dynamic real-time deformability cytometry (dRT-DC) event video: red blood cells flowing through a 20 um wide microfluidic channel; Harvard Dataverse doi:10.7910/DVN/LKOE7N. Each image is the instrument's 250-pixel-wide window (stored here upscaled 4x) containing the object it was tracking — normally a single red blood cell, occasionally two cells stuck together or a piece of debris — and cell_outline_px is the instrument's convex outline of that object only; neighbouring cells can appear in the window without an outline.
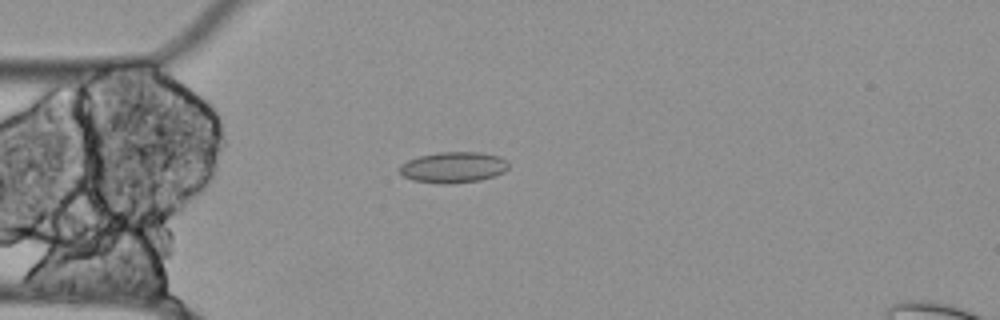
{"species": "Egyptian fruit bat (a non-hibernating species)", "species_latin": "Rousettus aegyptiacus", "temperature_condition": "cold", "stored_images_in_passage": 54, "camera_frame_rate_fps": 3000, "um_per_image_px": 0.085, "animal": {"sex": "female"}, "frame": {"image": 1, "passage_image": 13, "time_ms": 4.0, "image_size_px": [1000, 320], "cell_outline_px": [[508, 168], [504, 172], [496, 176], [480, 180], [452, 184], [440, 184], [412, 180], [404, 176], [396, 168], [400, 164], [408, 160], [420, 156], [440, 152], [480, 152], [500, 156], [508, 160]], "centroid_in_image_um": [38.54, 14.23], "position_along_channel_um": 46.5, "area_um2": 19.94}}
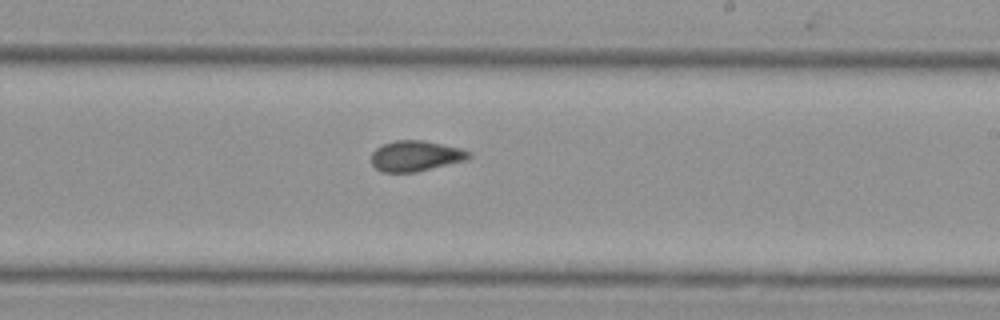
{"frame": {"image": 2, "passage_image": 31, "time_ms": 10.0, "image_size_px": [1000, 320], "cell_outline_px": [[472, 156], [468, 160], [416, 172], [384, 172], [376, 168], [372, 164], [372, 152], [376, 148], [384, 144], [396, 140], [424, 140], [460, 148], [472, 152]], "centroid_in_image_um": [35.37, 13.25], "position_along_channel_um": 253.6, "area_um2": 17.46}}
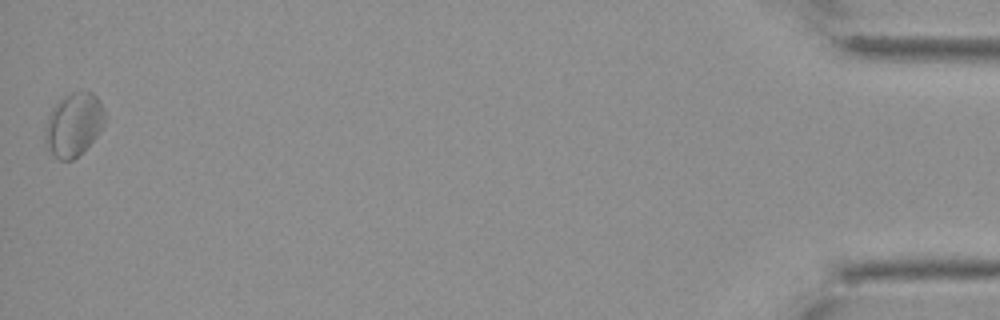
{"frame": {"image": 3, "passage_image": 54, "time_ms": 17.667, "image_size_px": [1000, 320], "cell_outline_px": [[108, 120], [100, 132], [72, 160], [60, 160], [44, 144], [44, 128], [48, 116], [52, 108], [60, 96], [72, 92], [92, 92], [96, 96], [104, 108], [108, 116]], "centroid_in_image_um": [6.27, 10.54], "position_along_channel_um": 428.9, "area_um2": 22.31}, "authors_computed_cell_mechanics": {"area_um2": 18.3515, "velocity_mm_per_s": 3.4981, "shape_relaxation_time_tau1_ms": null, "shape_relaxation_time_tau2_ms": 5.0832, "deformation_change_tau1": null, "deformation_change_tau2": 0.1185}}